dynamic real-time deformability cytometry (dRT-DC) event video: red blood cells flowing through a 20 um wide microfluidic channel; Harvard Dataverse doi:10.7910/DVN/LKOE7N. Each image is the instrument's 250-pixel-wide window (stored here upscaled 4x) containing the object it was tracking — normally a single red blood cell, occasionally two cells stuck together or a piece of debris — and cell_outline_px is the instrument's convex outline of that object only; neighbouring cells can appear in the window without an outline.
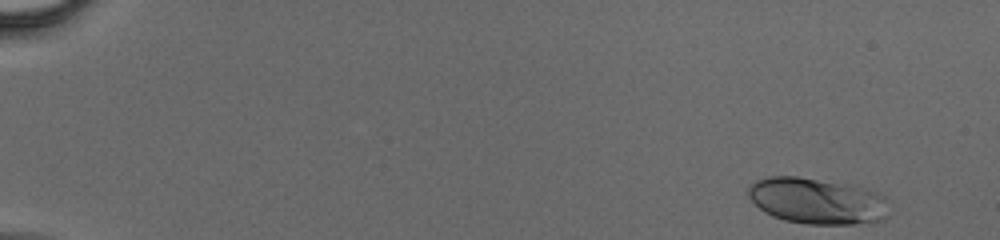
{"species": "human", "species_latin": "Homo sapiens", "temperature_condition": "cold", "stored_images_in_passage": 14, "camera_frame_rate_fps": 3000, "um_per_image_px": 0.085, "donor": {"sex": "male"}, "frame": {"image": 1, "passage_image": 1, "time_ms": 0.0, "image_size_px": [1000, 240], "cell_outline_px": [[888, 200], [884, 220], [852, 224], [808, 224], [784, 220], [772, 216], [764, 212], [748, 196], [748, 184], [756, 180], [772, 176], [796, 176], [860, 188], [876, 192], [884, 196]], "centroid_in_image_um": [69.4, 17.09], "position_along_channel_um": 15.6, "area_um2": 37.28}}